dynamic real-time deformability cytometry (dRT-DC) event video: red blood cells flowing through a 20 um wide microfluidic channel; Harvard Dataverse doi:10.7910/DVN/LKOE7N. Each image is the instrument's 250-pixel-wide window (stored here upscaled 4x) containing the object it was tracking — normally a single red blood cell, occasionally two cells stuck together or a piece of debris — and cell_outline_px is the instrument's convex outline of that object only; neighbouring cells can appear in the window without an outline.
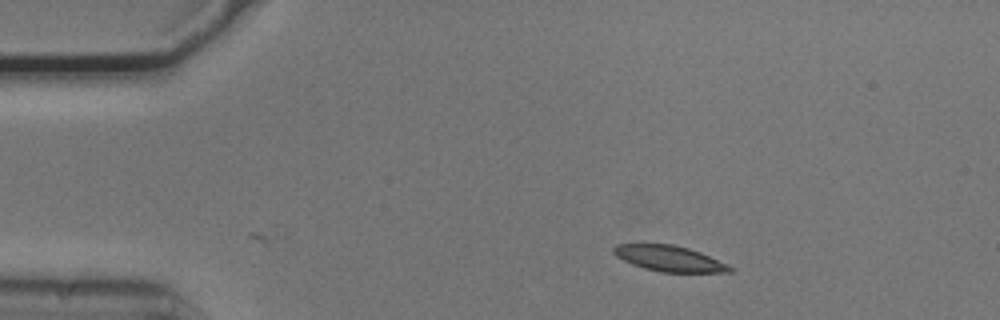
{"species": "common noctule bat (a hibernating species)", "species_latin": "Nyctalus noctula", "temperature_condition": "cold", "stored_images_in_passage": 39, "camera_frame_rate_fps": 3000, "um_per_image_px": 0.085, "animal": {"sex": "male", "body_mass_g": 20.5, "forearm_length_mm": 52.5}, "frame": {"image": 1, "passage_image": 1, "time_ms": 0.0, "image_size_px": [1000, 320], "cell_outline_px": [[732, 272], [660, 272], [644, 268], [632, 264], [616, 256], [612, 252], [612, 248], [616, 244], [672, 244], [688, 248], [700, 252], [728, 264], [732, 268]], "centroid_in_image_um": [56.87, 21.97], "position_along_channel_um": 28.1, "area_um2": 17.34}}
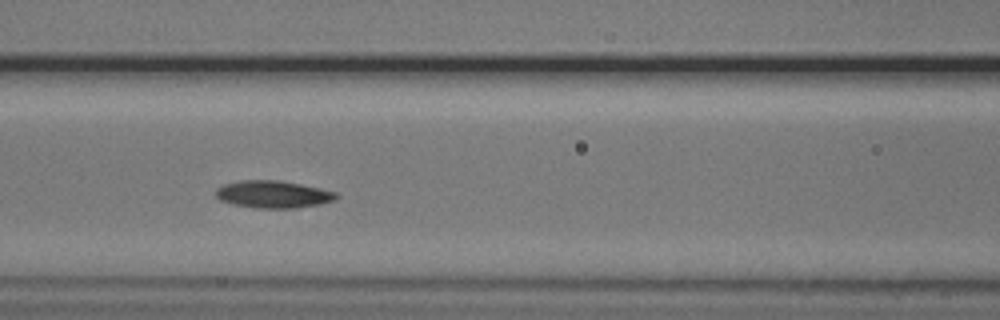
{"frame": {"image": 2, "passage_image": 15, "time_ms": 4.667, "image_size_px": [1000, 320], "cell_outline_px": [[340, 196], [336, 200], [320, 204], [296, 208], [256, 208], [236, 204], [220, 200], [216, 196], [216, 188], [224, 184], [240, 180], [280, 180], [320, 188], [336, 192]], "centroid_in_image_um": [23.25, 16.51], "position_along_channel_um": 143.4, "area_um2": 19.19}}
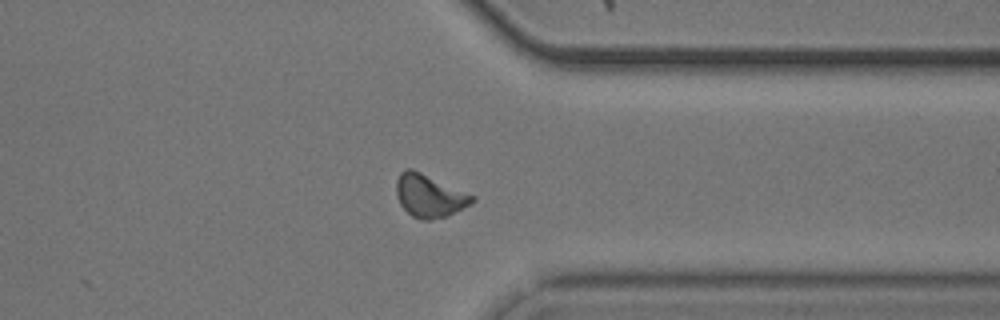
{"frame": {"image": 3, "passage_image": 34, "time_ms": 11.0, "image_size_px": [1000, 320], "cell_outline_px": [[476, 200], [472, 204], [448, 216], [428, 220], [424, 220], [412, 216], [400, 204], [396, 196], [396, 180], [400, 172], [404, 168], [412, 168], [476, 196]], "centroid_in_image_um": [36.51, 16.63], "position_along_channel_um": 374.9, "area_um2": 19.13}, "authors_computed_cell_mechanics": {"area_um2": 18.4382, "velocity_mm_per_s": 3.7094, "shape_relaxation_time_tau1_ms": 3.2373, "shape_relaxation_time_tau2_ms": 7.8975, "deformation_change_tau1": 0.1022, "deformation_change_tau2": 0.1425}}